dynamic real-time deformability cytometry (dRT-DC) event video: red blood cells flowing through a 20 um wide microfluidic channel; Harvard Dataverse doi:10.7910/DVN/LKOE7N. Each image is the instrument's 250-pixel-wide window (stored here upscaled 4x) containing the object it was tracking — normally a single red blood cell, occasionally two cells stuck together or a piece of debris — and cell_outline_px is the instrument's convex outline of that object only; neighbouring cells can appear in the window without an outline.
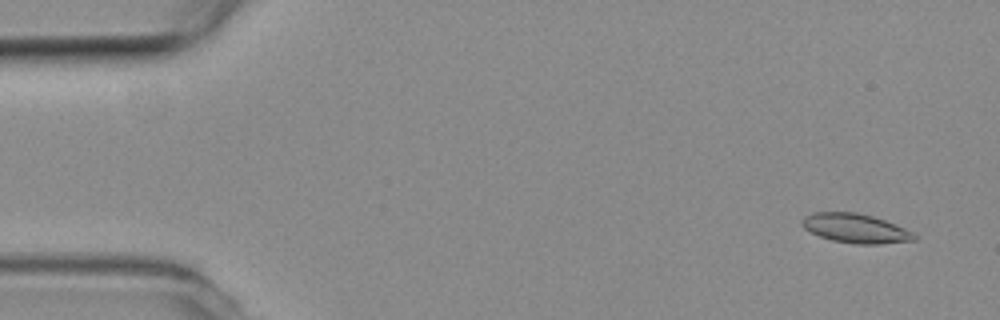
{"species": "common noctule bat (a hibernating species)", "species_latin": "Nyctalus noctula", "temperature_condition": "room temperature", "stored_images_in_passage": 53, "camera_frame_rate_fps": 3000, "um_per_image_px": 0.085, "animal": {"sex": "female", "body_mass_g": 19.3, "forearm_length_mm": 54.1}, "frame": {"image": 1, "passage_image": 3, "time_ms": 0.667, "image_size_px": [1000, 320], "cell_outline_px": [[916, 240], [880, 244], [856, 244], [832, 240], [820, 236], [804, 228], [800, 224], [800, 220], [804, 216], [812, 212], [856, 212], [872, 216], [884, 220], [904, 228], [912, 232], [916, 236]], "centroid_in_image_um": [72.68, 19.4], "position_along_channel_um": 12.3, "area_um2": 19.07}}
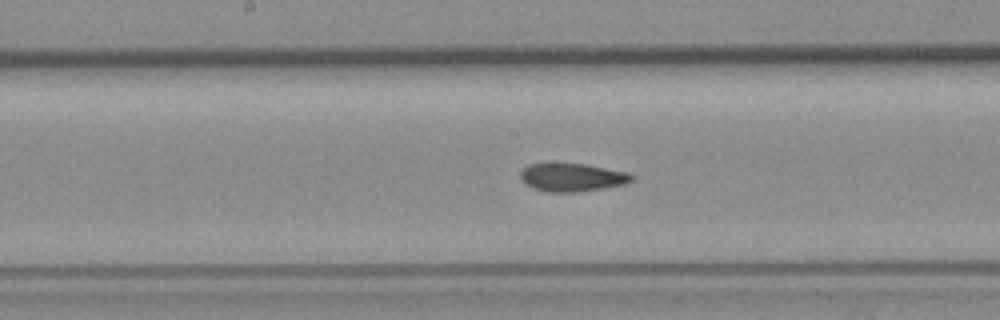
{"frame": {"image": 2, "passage_image": 27, "time_ms": 8.667, "image_size_px": [1000, 320], "cell_outline_px": [[636, 176], [632, 180], [624, 184], [576, 192], [548, 192], [532, 188], [524, 184], [520, 176], [520, 172], [528, 164], [588, 164], [628, 172]], "centroid_in_image_um": [48.63, 15.07], "position_along_channel_um": 199.6, "area_um2": 18.21}}
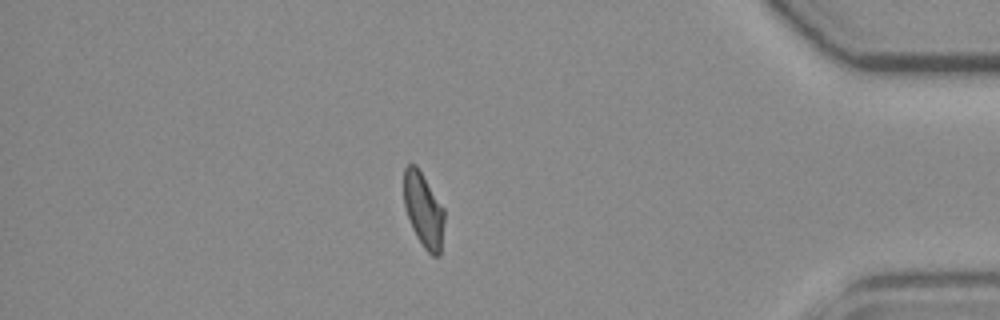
{"frame": {"image": 3, "passage_image": 46, "time_ms": 15.0, "image_size_px": [1000, 320], "cell_outline_px": [[444, 220], [440, 256], [432, 256], [424, 248], [416, 236], [412, 228], [404, 204], [404, 168], [408, 164], [416, 164], [444, 208]], "centroid_in_image_um": [36.0, 17.85], "position_along_channel_um": 399.2, "area_um2": 17.51}, "authors_computed_cell_mechanics": {"area_um2": 18.6694, "velocity_mm_per_s": 3.8279, "shape_relaxation_time_tau1_ms": null, "shape_relaxation_time_tau2_ms": 2.8256, "deformation_change_tau1": null, "deformation_change_tau2": 0.0812}}